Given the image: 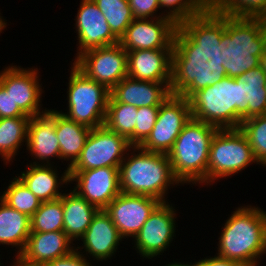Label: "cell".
<instances>
[{
  "instance_id": "cell-1",
  "label": "cell",
  "mask_w": 266,
  "mask_h": 266,
  "mask_svg": "<svg viewBox=\"0 0 266 266\" xmlns=\"http://www.w3.org/2000/svg\"><path fill=\"white\" fill-rule=\"evenodd\" d=\"M225 28L226 16L210 7L177 26L172 50L171 94L188 99L197 90L227 76L220 45Z\"/></svg>"
},
{
  "instance_id": "cell-2",
  "label": "cell",
  "mask_w": 266,
  "mask_h": 266,
  "mask_svg": "<svg viewBox=\"0 0 266 266\" xmlns=\"http://www.w3.org/2000/svg\"><path fill=\"white\" fill-rule=\"evenodd\" d=\"M225 221L216 255L242 266H259L266 254V211L257 205L244 204L235 208Z\"/></svg>"
},
{
  "instance_id": "cell-3",
  "label": "cell",
  "mask_w": 266,
  "mask_h": 266,
  "mask_svg": "<svg viewBox=\"0 0 266 266\" xmlns=\"http://www.w3.org/2000/svg\"><path fill=\"white\" fill-rule=\"evenodd\" d=\"M119 184L122 193L149 196L161 202L169 201V189L181 185L167 154L148 152L139 146H132L120 164Z\"/></svg>"
},
{
  "instance_id": "cell-4",
  "label": "cell",
  "mask_w": 266,
  "mask_h": 266,
  "mask_svg": "<svg viewBox=\"0 0 266 266\" xmlns=\"http://www.w3.org/2000/svg\"><path fill=\"white\" fill-rule=\"evenodd\" d=\"M245 85L226 76L214 85L197 90L188 98L192 117L218 129L239 128L248 119Z\"/></svg>"
},
{
  "instance_id": "cell-5",
  "label": "cell",
  "mask_w": 266,
  "mask_h": 266,
  "mask_svg": "<svg viewBox=\"0 0 266 266\" xmlns=\"http://www.w3.org/2000/svg\"><path fill=\"white\" fill-rule=\"evenodd\" d=\"M217 131L215 126L193 117L185 124L167 154L174 177L182 186H208L210 144Z\"/></svg>"
},
{
  "instance_id": "cell-6",
  "label": "cell",
  "mask_w": 266,
  "mask_h": 266,
  "mask_svg": "<svg viewBox=\"0 0 266 266\" xmlns=\"http://www.w3.org/2000/svg\"><path fill=\"white\" fill-rule=\"evenodd\" d=\"M220 45L227 77L236 78L260 66V57L266 46V25L260 18L226 16Z\"/></svg>"
},
{
  "instance_id": "cell-7",
  "label": "cell",
  "mask_w": 266,
  "mask_h": 266,
  "mask_svg": "<svg viewBox=\"0 0 266 266\" xmlns=\"http://www.w3.org/2000/svg\"><path fill=\"white\" fill-rule=\"evenodd\" d=\"M67 86V112L59 111L70 120L90 129L105 123L110 90L89 79L71 62Z\"/></svg>"
},
{
  "instance_id": "cell-8",
  "label": "cell",
  "mask_w": 266,
  "mask_h": 266,
  "mask_svg": "<svg viewBox=\"0 0 266 266\" xmlns=\"http://www.w3.org/2000/svg\"><path fill=\"white\" fill-rule=\"evenodd\" d=\"M258 165L248 139L240 128L218 129L210 144L208 185L232 177L252 164Z\"/></svg>"
},
{
  "instance_id": "cell-9",
  "label": "cell",
  "mask_w": 266,
  "mask_h": 266,
  "mask_svg": "<svg viewBox=\"0 0 266 266\" xmlns=\"http://www.w3.org/2000/svg\"><path fill=\"white\" fill-rule=\"evenodd\" d=\"M132 146L128 140L105 125L90 130L79 158L69 167V172H78L101 167H116L125 158Z\"/></svg>"
},
{
  "instance_id": "cell-10",
  "label": "cell",
  "mask_w": 266,
  "mask_h": 266,
  "mask_svg": "<svg viewBox=\"0 0 266 266\" xmlns=\"http://www.w3.org/2000/svg\"><path fill=\"white\" fill-rule=\"evenodd\" d=\"M191 117L189 100L171 94L159 106L156 123L150 135L139 147L148 152L168 154Z\"/></svg>"
},
{
  "instance_id": "cell-11",
  "label": "cell",
  "mask_w": 266,
  "mask_h": 266,
  "mask_svg": "<svg viewBox=\"0 0 266 266\" xmlns=\"http://www.w3.org/2000/svg\"><path fill=\"white\" fill-rule=\"evenodd\" d=\"M171 202H161L148 217L140 232L132 240L136 253L143 259L159 258L176 238V217ZM162 253V254H161Z\"/></svg>"
},
{
  "instance_id": "cell-12",
  "label": "cell",
  "mask_w": 266,
  "mask_h": 266,
  "mask_svg": "<svg viewBox=\"0 0 266 266\" xmlns=\"http://www.w3.org/2000/svg\"><path fill=\"white\" fill-rule=\"evenodd\" d=\"M73 64L89 79L105 85L110 91L127 77V51L119 43L87 50Z\"/></svg>"
},
{
  "instance_id": "cell-13",
  "label": "cell",
  "mask_w": 266,
  "mask_h": 266,
  "mask_svg": "<svg viewBox=\"0 0 266 266\" xmlns=\"http://www.w3.org/2000/svg\"><path fill=\"white\" fill-rule=\"evenodd\" d=\"M39 75L36 67L26 69L13 63L0 71V83L11 94L14 103L30 117L48 110L42 108V94L45 92Z\"/></svg>"
},
{
  "instance_id": "cell-14",
  "label": "cell",
  "mask_w": 266,
  "mask_h": 266,
  "mask_svg": "<svg viewBox=\"0 0 266 266\" xmlns=\"http://www.w3.org/2000/svg\"><path fill=\"white\" fill-rule=\"evenodd\" d=\"M160 203L153 197L121 192L104 210L123 239H134Z\"/></svg>"
},
{
  "instance_id": "cell-15",
  "label": "cell",
  "mask_w": 266,
  "mask_h": 266,
  "mask_svg": "<svg viewBox=\"0 0 266 266\" xmlns=\"http://www.w3.org/2000/svg\"><path fill=\"white\" fill-rule=\"evenodd\" d=\"M177 26L169 17L134 19L119 44L126 51L173 49Z\"/></svg>"
},
{
  "instance_id": "cell-16",
  "label": "cell",
  "mask_w": 266,
  "mask_h": 266,
  "mask_svg": "<svg viewBox=\"0 0 266 266\" xmlns=\"http://www.w3.org/2000/svg\"><path fill=\"white\" fill-rule=\"evenodd\" d=\"M70 183L79 196L99 210L105 209L120 193L119 168L101 167L69 172Z\"/></svg>"
},
{
  "instance_id": "cell-17",
  "label": "cell",
  "mask_w": 266,
  "mask_h": 266,
  "mask_svg": "<svg viewBox=\"0 0 266 266\" xmlns=\"http://www.w3.org/2000/svg\"><path fill=\"white\" fill-rule=\"evenodd\" d=\"M76 15L74 32L77 35L78 47L72 61L87 50L119 43V39L112 33L104 14L93 0H81Z\"/></svg>"
},
{
  "instance_id": "cell-18",
  "label": "cell",
  "mask_w": 266,
  "mask_h": 266,
  "mask_svg": "<svg viewBox=\"0 0 266 266\" xmlns=\"http://www.w3.org/2000/svg\"><path fill=\"white\" fill-rule=\"evenodd\" d=\"M80 240L82 246L77 244V251L85 258L92 257L97 263L113 259L120 243L124 241L104 209L98 210L93 216L90 226Z\"/></svg>"
},
{
  "instance_id": "cell-19",
  "label": "cell",
  "mask_w": 266,
  "mask_h": 266,
  "mask_svg": "<svg viewBox=\"0 0 266 266\" xmlns=\"http://www.w3.org/2000/svg\"><path fill=\"white\" fill-rule=\"evenodd\" d=\"M56 110L30 118L28 124L26 152L32 155L31 164L53 165L51 160H60L59 139L56 136ZM34 157V159H33ZM35 160V161H34Z\"/></svg>"
},
{
  "instance_id": "cell-20",
  "label": "cell",
  "mask_w": 266,
  "mask_h": 266,
  "mask_svg": "<svg viewBox=\"0 0 266 266\" xmlns=\"http://www.w3.org/2000/svg\"><path fill=\"white\" fill-rule=\"evenodd\" d=\"M172 50L127 51V76L142 81L171 82Z\"/></svg>"
},
{
  "instance_id": "cell-21",
  "label": "cell",
  "mask_w": 266,
  "mask_h": 266,
  "mask_svg": "<svg viewBox=\"0 0 266 266\" xmlns=\"http://www.w3.org/2000/svg\"><path fill=\"white\" fill-rule=\"evenodd\" d=\"M73 245L76 244L64 231L30 233L18 257L25 263L42 266L74 251Z\"/></svg>"
},
{
  "instance_id": "cell-22",
  "label": "cell",
  "mask_w": 266,
  "mask_h": 266,
  "mask_svg": "<svg viewBox=\"0 0 266 266\" xmlns=\"http://www.w3.org/2000/svg\"><path fill=\"white\" fill-rule=\"evenodd\" d=\"M55 167V168H54ZM58 166L31 164L17 176L25 186L39 199L40 202L52 201L62 197L63 185H70L69 171L65 169L62 174L57 171ZM60 175V176H59ZM61 191V192H60Z\"/></svg>"
},
{
  "instance_id": "cell-23",
  "label": "cell",
  "mask_w": 266,
  "mask_h": 266,
  "mask_svg": "<svg viewBox=\"0 0 266 266\" xmlns=\"http://www.w3.org/2000/svg\"><path fill=\"white\" fill-rule=\"evenodd\" d=\"M170 84L135 80L127 76L110 91V96L116 102L136 108L160 106L171 95Z\"/></svg>"
},
{
  "instance_id": "cell-24",
  "label": "cell",
  "mask_w": 266,
  "mask_h": 266,
  "mask_svg": "<svg viewBox=\"0 0 266 266\" xmlns=\"http://www.w3.org/2000/svg\"><path fill=\"white\" fill-rule=\"evenodd\" d=\"M66 191L62 195L63 231L72 241L78 240L80 242L90 226L93 216L99 209L79 196L74 190L68 191L67 189Z\"/></svg>"
},
{
  "instance_id": "cell-25",
  "label": "cell",
  "mask_w": 266,
  "mask_h": 266,
  "mask_svg": "<svg viewBox=\"0 0 266 266\" xmlns=\"http://www.w3.org/2000/svg\"><path fill=\"white\" fill-rule=\"evenodd\" d=\"M90 128L78 124L56 110V136L59 139L60 159L68 161L69 169L79 158L90 133ZM70 163V164H69Z\"/></svg>"
},
{
  "instance_id": "cell-26",
  "label": "cell",
  "mask_w": 266,
  "mask_h": 266,
  "mask_svg": "<svg viewBox=\"0 0 266 266\" xmlns=\"http://www.w3.org/2000/svg\"><path fill=\"white\" fill-rule=\"evenodd\" d=\"M31 233V219L0 199V245L15 247L18 256Z\"/></svg>"
},
{
  "instance_id": "cell-27",
  "label": "cell",
  "mask_w": 266,
  "mask_h": 266,
  "mask_svg": "<svg viewBox=\"0 0 266 266\" xmlns=\"http://www.w3.org/2000/svg\"><path fill=\"white\" fill-rule=\"evenodd\" d=\"M30 118H0V157L6 166L8 163L12 165L13 160H16L15 156L20 153V148L27 146Z\"/></svg>"
},
{
  "instance_id": "cell-28",
  "label": "cell",
  "mask_w": 266,
  "mask_h": 266,
  "mask_svg": "<svg viewBox=\"0 0 266 266\" xmlns=\"http://www.w3.org/2000/svg\"><path fill=\"white\" fill-rule=\"evenodd\" d=\"M236 80L245 83V101H248V118L266 113V73L260 67L252 68L238 75Z\"/></svg>"
},
{
  "instance_id": "cell-29",
  "label": "cell",
  "mask_w": 266,
  "mask_h": 266,
  "mask_svg": "<svg viewBox=\"0 0 266 266\" xmlns=\"http://www.w3.org/2000/svg\"><path fill=\"white\" fill-rule=\"evenodd\" d=\"M138 108L130 104L116 102L111 96L107 104L104 125L111 131L128 139L136 125Z\"/></svg>"
},
{
  "instance_id": "cell-30",
  "label": "cell",
  "mask_w": 266,
  "mask_h": 266,
  "mask_svg": "<svg viewBox=\"0 0 266 266\" xmlns=\"http://www.w3.org/2000/svg\"><path fill=\"white\" fill-rule=\"evenodd\" d=\"M6 190L0 192V199L9 207L32 217L38 210L41 202L16 176H13Z\"/></svg>"
},
{
  "instance_id": "cell-31",
  "label": "cell",
  "mask_w": 266,
  "mask_h": 266,
  "mask_svg": "<svg viewBox=\"0 0 266 266\" xmlns=\"http://www.w3.org/2000/svg\"><path fill=\"white\" fill-rule=\"evenodd\" d=\"M104 14L112 33L120 39L135 19L128 0H93Z\"/></svg>"
},
{
  "instance_id": "cell-32",
  "label": "cell",
  "mask_w": 266,
  "mask_h": 266,
  "mask_svg": "<svg viewBox=\"0 0 266 266\" xmlns=\"http://www.w3.org/2000/svg\"><path fill=\"white\" fill-rule=\"evenodd\" d=\"M216 13L236 18H261L266 12V0H209Z\"/></svg>"
},
{
  "instance_id": "cell-33",
  "label": "cell",
  "mask_w": 266,
  "mask_h": 266,
  "mask_svg": "<svg viewBox=\"0 0 266 266\" xmlns=\"http://www.w3.org/2000/svg\"><path fill=\"white\" fill-rule=\"evenodd\" d=\"M62 197L41 202L31 219V233L63 231Z\"/></svg>"
},
{
  "instance_id": "cell-34",
  "label": "cell",
  "mask_w": 266,
  "mask_h": 266,
  "mask_svg": "<svg viewBox=\"0 0 266 266\" xmlns=\"http://www.w3.org/2000/svg\"><path fill=\"white\" fill-rule=\"evenodd\" d=\"M239 128L248 139L259 165L266 167V113L242 121Z\"/></svg>"
},
{
  "instance_id": "cell-35",
  "label": "cell",
  "mask_w": 266,
  "mask_h": 266,
  "mask_svg": "<svg viewBox=\"0 0 266 266\" xmlns=\"http://www.w3.org/2000/svg\"><path fill=\"white\" fill-rule=\"evenodd\" d=\"M161 12L177 25L182 21L203 13L209 7V0H159Z\"/></svg>"
},
{
  "instance_id": "cell-36",
  "label": "cell",
  "mask_w": 266,
  "mask_h": 266,
  "mask_svg": "<svg viewBox=\"0 0 266 266\" xmlns=\"http://www.w3.org/2000/svg\"><path fill=\"white\" fill-rule=\"evenodd\" d=\"M159 106L139 107L137 111L134 133L127 139L131 146H140L153 129Z\"/></svg>"
},
{
  "instance_id": "cell-37",
  "label": "cell",
  "mask_w": 266,
  "mask_h": 266,
  "mask_svg": "<svg viewBox=\"0 0 266 266\" xmlns=\"http://www.w3.org/2000/svg\"><path fill=\"white\" fill-rule=\"evenodd\" d=\"M128 4L135 19L166 17L162 12L158 13L161 9L159 0H128Z\"/></svg>"
},
{
  "instance_id": "cell-38",
  "label": "cell",
  "mask_w": 266,
  "mask_h": 266,
  "mask_svg": "<svg viewBox=\"0 0 266 266\" xmlns=\"http://www.w3.org/2000/svg\"><path fill=\"white\" fill-rule=\"evenodd\" d=\"M30 117L14 103L11 94L0 83V118Z\"/></svg>"
},
{
  "instance_id": "cell-39",
  "label": "cell",
  "mask_w": 266,
  "mask_h": 266,
  "mask_svg": "<svg viewBox=\"0 0 266 266\" xmlns=\"http://www.w3.org/2000/svg\"><path fill=\"white\" fill-rule=\"evenodd\" d=\"M80 252L75 249L71 253L62 256L58 259L49 261L42 266H94Z\"/></svg>"
},
{
  "instance_id": "cell-40",
  "label": "cell",
  "mask_w": 266,
  "mask_h": 266,
  "mask_svg": "<svg viewBox=\"0 0 266 266\" xmlns=\"http://www.w3.org/2000/svg\"><path fill=\"white\" fill-rule=\"evenodd\" d=\"M192 266H242L239 262L235 260H230L222 258L218 255L207 256L201 260L194 261Z\"/></svg>"
},
{
  "instance_id": "cell-41",
  "label": "cell",
  "mask_w": 266,
  "mask_h": 266,
  "mask_svg": "<svg viewBox=\"0 0 266 266\" xmlns=\"http://www.w3.org/2000/svg\"><path fill=\"white\" fill-rule=\"evenodd\" d=\"M13 259H14L13 264L10 263L11 265L9 266H35V265H31V264L23 262L18 256H15V258L13 257Z\"/></svg>"
},
{
  "instance_id": "cell-42",
  "label": "cell",
  "mask_w": 266,
  "mask_h": 266,
  "mask_svg": "<svg viewBox=\"0 0 266 266\" xmlns=\"http://www.w3.org/2000/svg\"><path fill=\"white\" fill-rule=\"evenodd\" d=\"M260 67L266 73V46H265V49H264V52H263L262 56L260 57Z\"/></svg>"
},
{
  "instance_id": "cell-43",
  "label": "cell",
  "mask_w": 266,
  "mask_h": 266,
  "mask_svg": "<svg viewBox=\"0 0 266 266\" xmlns=\"http://www.w3.org/2000/svg\"><path fill=\"white\" fill-rule=\"evenodd\" d=\"M163 266H192V262H186V263L185 262H178V261L174 262V260H173L172 263L165 264Z\"/></svg>"
},
{
  "instance_id": "cell-44",
  "label": "cell",
  "mask_w": 266,
  "mask_h": 266,
  "mask_svg": "<svg viewBox=\"0 0 266 266\" xmlns=\"http://www.w3.org/2000/svg\"><path fill=\"white\" fill-rule=\"evenodd\" d=\"M1 14V13H0ZM7 20L4 19L1 15H0V34L3 32V30H5V28L7 27Z\"/></svg>"
},
{
  "instance_id": "cell-45",
  "label": "cell",
  "mask_w": 266,
  "mask_h": 266,
  "mask_svg": "<svg viewBox=\"0 0 266 266\" xmlns=\"http://www.w3.org/2000/svg\"><path fill=\"white\" fill-rule=\"evenodd\" d=\"M264 23H265V25H266V12H265V14L260 18Z\"/></svg>"
}]
</instances>
